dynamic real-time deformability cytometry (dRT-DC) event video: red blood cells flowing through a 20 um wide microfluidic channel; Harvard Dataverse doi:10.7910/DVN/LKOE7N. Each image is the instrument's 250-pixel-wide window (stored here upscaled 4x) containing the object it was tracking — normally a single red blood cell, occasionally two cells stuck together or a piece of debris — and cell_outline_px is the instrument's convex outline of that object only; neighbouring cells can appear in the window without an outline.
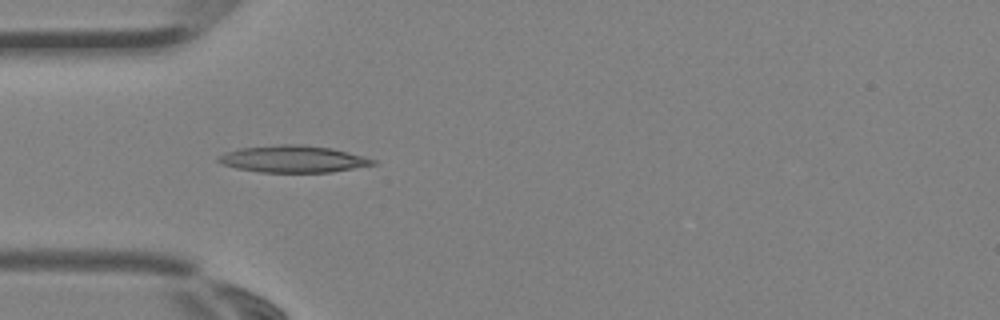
{"species": "Egyptian fruit bat (a non-hibernating species)", "species_latin": "Rousettus aegyptiacus", "temperature_condition": "room temperature", "stored_images_in_passage": 3, "camera_frame_rate_fps": 3000, "um_per_image_px": 0.085, "animal": {"sex": "female"}, "frame": {"image": 1, "passage_image": 2, "time_ms": 0.333, "image_size_px": [1000, 320], "cell_outline_px": [[376, 164], [332, 172], [260, 172], [236, 168], [220, 164], [216, 160], [216, 156], [224, 152], [240, 148], [280, 144], [300, 144], [332, 148], [364, 156], [376, 160]], "centroid_in_image_um": [24.87, 13.51], "position_along_channel_um": 60.1, "area_um2": 24.39}}
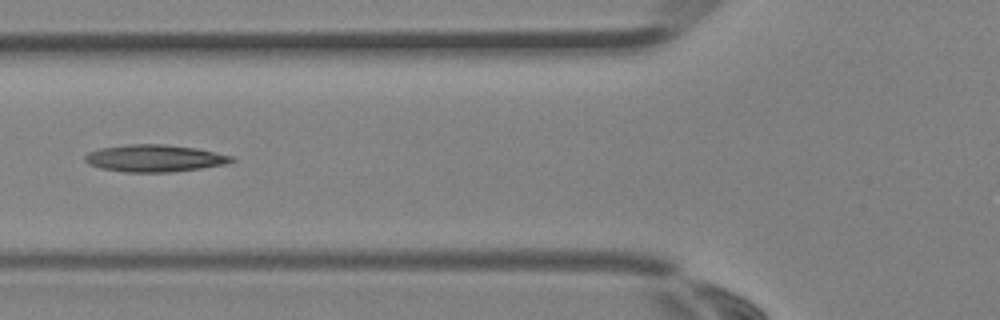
{"frame": {"image": 2, "passage_image": 3, "time_ms": 0.667, "image_size_px": [1000, 320], "cell_outline_px": [[236, 160], [224, 164], [200, 168], [168, 172], [124, 172], [100, 168], [88, 164], [84, 160], [84, 156], [88, 152], [100, 148], [132, 144], [168, 144], [196, 148], [236, 156]], "centroid_in_image_um": [13.14, 13.44], "position_along_channel_um": 112.7, "area_um2": 23.24}}